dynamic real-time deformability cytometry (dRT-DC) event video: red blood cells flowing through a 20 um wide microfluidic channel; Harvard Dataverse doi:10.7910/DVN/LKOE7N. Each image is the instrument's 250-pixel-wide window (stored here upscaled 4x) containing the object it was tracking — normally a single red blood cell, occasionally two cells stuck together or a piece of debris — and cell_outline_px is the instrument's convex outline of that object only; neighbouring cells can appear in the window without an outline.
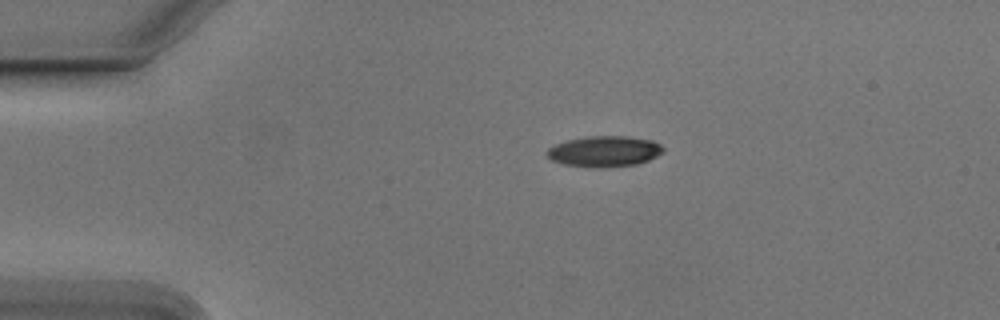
{"species": "Egyptian fruit bat (a non-hibernating species)", "species_latin": "Rousettus aegyptiacus", "temperature_condition": "cold", "stored_images_in_passage": 44, "camera_frame_rate_fps": 3000, "um_per_image_px": 0.085, "animal": {"sex": "male"}, "frame": {"image": 1, "passage_image": 1, "time_ms": 0.0, "image_size_px": [1000, 320], "cell_outline_px": [[664, 152], [648, 160], [636, 164], [600, 168], [588, 168], [564, 164], [552, 160], [548, 156], [548, 148], [556, 144], [568, 140], [588, 136], [624, 136], [652, 140], [660, 144], [664, 148]], "centroid_in_image_um": [51.39, 12.87], "position_along_channel_um": 33.6, "area_um2": 20.81}}
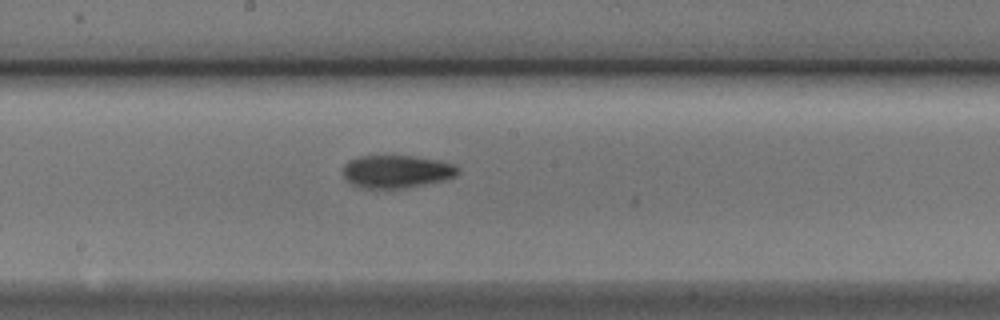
{"frame": {"image": 2, "passage_image": 19, "time_ms": 6.0, "image_size_px": [1000, 320], "cell_outline_px": [[460, 172], [456, 176], [444, 180], [404, 188], [360, 188], [352, 184], [344, 176], [344, 164], [348, 160], [360, 156], [412, 156], [436, 160], [452, 164]], "centroid_in_image_um": [33.68, 14.58], "position_along_channel_um": 214.5, "area_um2": 21.73}}
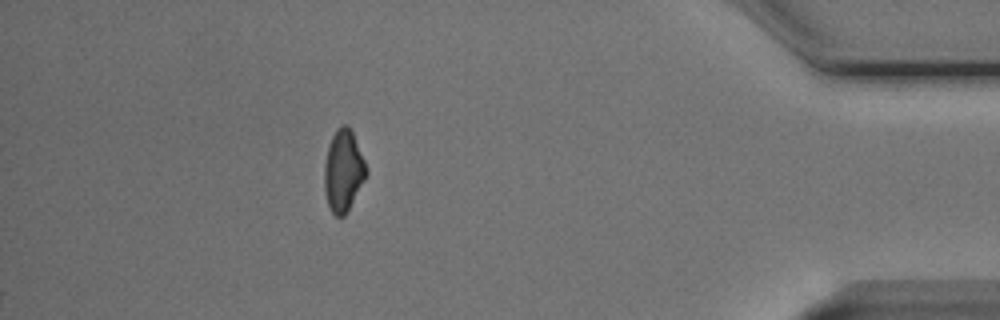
{"frame": {"image": 3, "passage_image": 38, "time_ms": 12.333, "image_size_px": [1000, 320], "cell_outline_px": [[368, 172], [364, 180], [344, 216], [336, 216], [332, 212], [328, 204], [324, 188], [324, 164], [328, 148], [332, 136], [336, 128], [344, 124], [348, 124], [352, 128], [368, 168]], "centroid_in_image_um": [29.19, 14.45], "position_along_channel_um": 406.0, "area_um2": 20.0}, "authors_computed_cell_mechanics": {"area_um2": 20.9236, "velocity_mm_per_s": 3.7999, "shape_relaxation_time_tau1_ms": 3.186, "shape_relaxation_time_tau2_ms": 3.0839, "deformation_change_tau1": 0.1292, "deformation_change_tau2": 0.0847}}